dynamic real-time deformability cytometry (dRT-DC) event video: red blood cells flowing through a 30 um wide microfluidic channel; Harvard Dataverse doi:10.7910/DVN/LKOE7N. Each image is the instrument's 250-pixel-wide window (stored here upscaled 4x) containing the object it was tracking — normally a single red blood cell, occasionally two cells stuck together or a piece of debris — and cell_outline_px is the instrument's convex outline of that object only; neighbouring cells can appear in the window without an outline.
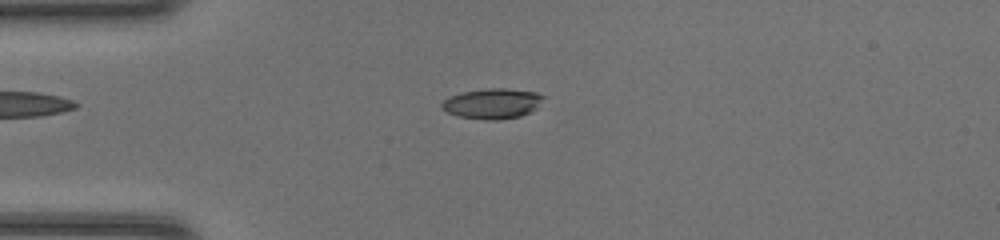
{"species": "common noctule bat (a hibernating species)", "species_latin": "Nyctalus noctula", "temperature_condition": "room temperature", "stored_images_in_passage": 46, "camera_frame_rate_fps": 3000, "um_per_image_px": 0.085, "animal": {"sex": "female", "body_mass_g": 20.0, "forearm_length_mm": 54.0}, "frame": {"image": 1, "passage_image": 11, "time_ms": 3.333, "image_size_px": [1000, 240], "cell_outline_px": [[548, 96], [536, 108], [520, 116], [500, 120], [484, 120], [456, 116], [440, 108], [440, 104], [448, 96], [460, 92], [484, 88], [504, 88], [536, 92]], "centroid_in_image_um": [41.83, 8.79], "position_along_channel_um": 43.2, "area_um2": 18.32}}
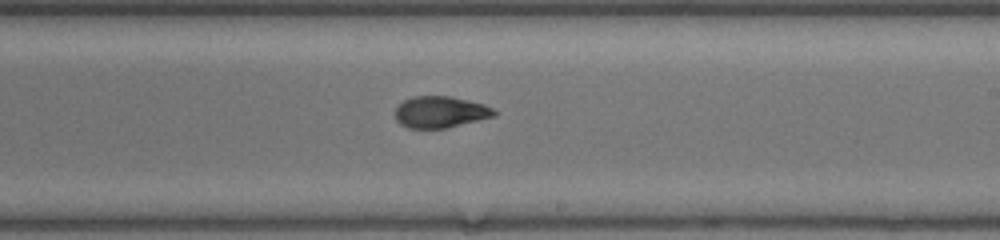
{"frame": {"image": 2, "passage_image": 27, "time_ms": 8.667, "image_size_px": [1000, 240], "cell_outline_px": [[496, 116], [444, 128], [408, 128], [400, 124], [396, 120], [396, 108], [404, 100], [412, 96], [452, 96], [484, 104], [492, 108], [496, 112]], "centroid_in_image_um": [37.42, 9.51], "position_along_channel_um": 251.6, "area_um2": 18.09}}
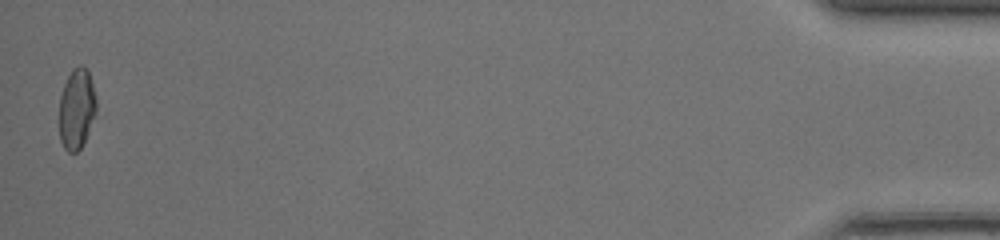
{"frame": {"image": 3, "passage_image": 46, "time_ms": 15.0, "image_size_px": [1000, 240], "cell_outline_px": [[96, 112], [88, 132], [80, 148], [76, 152], [68, 152], [64, 148], [60, 140], [60, 96], [64, 84], [72, 68], [80, 64], [88, 72], [96, 96]], "centroid_in_image_um": [6.51, 9.24], "position_along_channel_um": 428.7, "area_um2": 17.17}, "authors_computed_cell_mechanics": {"area_um2": 18.3226, "velocity_mm_per_s": 4.3355, "shape_relaxation_time_tau1_ms": 4.6378, "shape_relaxation_time_tau2_ms": 2.0575, "deformation_change_tau1": 0.1638, "deformation_change_tau2": 0.0816}}